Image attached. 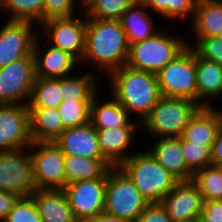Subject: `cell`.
I'll use <instances>...</instances> for the list:
<instances>
[{
	"label": "cell",
	"instance_id": "1",
	"mask_svg": "<svg viewBox=\"0 0 222 222\" xmlns=\"http://www.w3.org/2000/svg\"><path fill=\"white\" fill-rule=\"evenodd\" d=\"M129 47L119 20L86 18L85 51L79 64L92 63L108 76L126 65Z\"/></svg>",
	"mask_w": 222,
	"mask_h": 222
},
{
	"label": "cell",
	"instance_id": "2",
	"mask_svg": "<svg viewBox=\"0 0 222 222\" xmlns=\"http://www.w3.org/2000/svg\"><path fill=\"white\" fill-rule=\"evenodd\" d=\"M107 78L110 95L139 122L162 97L154 73L124 65L111 72Z\"/></svg>",
	"mask_w": 222,
	"mask_h": 222
},
{
	"label": "cell",
	"instance_id": "3",
	"mask_svg": "<svg viewBox=\"0 0 222 222\" xmlns=\"http://www.w3.org/2000/svg\"><path fill=\"white\" fill-rule=\"evenodd\" d=\"M137 151L119 167L150 204L161 203L178 180L157 162L147 149Z\"/></svg>",
	"mask_w": 222,
	"mask_h": 222
},
{
	"label": "cell",
	"instance_id": "4",
	"mask_svg": "<svg viewBox=\"0 0 222 222\" xmlns=\"http://www.w3.org/2000/svg\"><path fill=\"white\" fill-rule=\"evenodd\" d=\"M199 108L196 102L187 98L162 96L140 122L141 133L156 138L181 137L189 119Z\"/></svg>",
	"mask_w": 222,
	"mask_h": 222
},
{
	"label": "cell",
	"instance_id": "5",
	"mask_svg": "<svg viewBox=\"0 0 222 222\" xmlns=\"http://www.w3.org/2000/svg\"><path fill=\"white\" fill-rule=\"evenodd\" d=\"M180 36L161 29L151 38L131 44L126 65L136 70L158 73L188 46L184 35Z\"/></svg>",
	"mask_w": 222,
	"mask_h": 222
},
{
	"label": "cell",
	"instance_id": "6",
	"mask_svg": "<svg viewBox=\"0 0 222 222\" xmlns=\"http://www.w3.org/2000/svg\"><path fill=\"white\" fill-rule=\"evenodd\" d=\"M149 204L120 167L108 170L104 213L135 222Z\"/></svg>",
	"mask_w": 222,
	"mask_h": 222
},
{
	"label": "cell",
	"instance_id": "7",
	"mask_svg": "<svg viewBox=\"0 0 222 222\" xmlns=\"http://www.w3.org/2000/svg\"><path fill=\"white\" fill-rule=\"evenodd\" d=\"M164 97L187 98L196 102L195 51L187 46L156 73Z\"/></svg>",
	"mask_w": 222,
	"mask_h": 222
},
{
	"label": "cell",
	"instance_id": "8",
	"mask_svg": "<svg viewBox=\"0 0 222 222\" xmlns=\"http://www.w3.org/2000/svg\"><path fill=\"white\" fill-rule=\"evenodd\" d=\"M34 165L29 147L0 152V190L20 197L36 191Z\"/></svg>",
	"mask_w": 222,
	"mask_h": 222
},
{
	"label": "cell",
	"instance_id": "9",
	"mask_svg": "<svg viewBox=\"0 0 222 222\" xmlns=\"http://www.w3.org/2000/svg\"><path fill=\"white\" fill-rule=\"evenodd\" d=\"M34 165L36 190L64 189V153L55 141H36L29 146Z\"/></svg>",
	"mask_w": 222,
	"mask_h": 222
},
{
	"label": "cell",
	"instance_id": "10",
	"mask_svg": "<svg viewBox=\"0 0 222 222\" xmlns=\"http://www.w3.org/2000/svg\"><path fill=\"white\" fill-rule=\"evenodd\" d=\"M82 14L80 17L51 19L39 26V35L42 31V37L47 35V44L68 52L79 63L84 55L86 39V16L84 12Z\"/></svg>",
	"mask_w": 222,
	"mask_h": 222
},
{
	"label": "cell",
	"instance_id": "11",
	"mask_svg": "<svg viewBox=\"0 0 222 222\" xmlns=\"http://www.w3.org/2000/svg\"><path fill=\"white\" fill-rule=\"evenodd\" d=\"M34 55L0 68V104H25L30 100L34 82Z\"/></svg>",
	"mask_w": 222,
	"mask_h": 222
},
{
	"label": "cell",
	"instance_id": "12",
	"mask_svg": "<svg viewBox=\"0 0 222 222\" xmlns=\"http://www.w3.org/2000/svg\"><path fill=\"white\" fill-rule=\"evenodd\" d=\"M4 22L0 27V68L33 54L34 44L39 35V26L34 22Z\"/></svg>",
	"mask_w": 222,
	"mask_h": 222
},
{
	"label": "cell",
	"instance_id": "13",
	"mask_svg": "<svg viewBox=\"0 0 222 222\" xmlns=\"http://www.w3.org/2000/svg\"><path fill=\"white\" fill-rule=\"evenodd\" d=\"M64 191L77 222L104 213L106 178L71 182L66 184Z\"/></svg>",
	"mask_w": 222,
	"mask_h": 222
},
{
	"label": "cell",
	"instance_id": "14",
	"mask_svg": "<svg viewBox=\"0 0 222 222\" xmlns=\"http://www.w3.org/2000/svg\"><path fill=\"white\" fill-rule=\"evenodd\" d=\"M29 109L25 104H0V152L29 147Z\"/></svg>",
	"mask_w": 222,
	"mask_h": 222
},
{
	"label": "cell",
	"instance_id": "15",
	"mask_svg": "<svg viewBox=\"0 0 222 222\" xmlns=\"http://www.w3.org/2000/svg\"><path fill=\"white\" fill-rule=\"evenodd\" d=\"M42 39L43 37L38 35L33 48L36 78L59 79L75 74L76 68L80 67L79 62L68 52L50 44L47 46V41L43 42Z\"/></svg>",
	"mask_w": 222,
	"mask_h": 222
},
{
	"label": "cell",
	"instance_id": "16",
	"mask_svg": "<svg viewBox=\"0 0 222 222\" xmlns=\"http://www.w3.org/2000/svg\"><path fill=\"white\" fill-rule=\"evenodd\" d=\"M133 120L124 127L96 129L102 156L113 167H119L135 153L129 151L131 146H134L132 142H135V137L137 133H140L141 128L140 122L136 119Z\"/></svg>",
	"mask_w": 222,
	"mask_h": 222
},
{
	"label": "cell",
	"instance_id": "17",
	"mask_svg": "<svg viewBox=\"0 0 222 222\" xmlns=\"http://www.w3.org/2000/svg\"><path fill=\"white\" fill-rule=\"evenodd\" d=\"M203 197L198 186L192 181H178L174 188L162 199L172 221L197 219L203 208Z\"/></svg>",
	"mask_w": 222,
	"mask_h": 222
},
{
	"label": "cell",
	"instance_id": "18",
	"mask_svg": "<svg viewBox=\"0 0 222 222\" xmlns=\"http://www.w3.org/2000/svg\"><path fill=\"white\" fill-rule=\"evenodd\" d=\"M55 142L64 154L105 159L101 153L96 128L90 122L79 127L65 129Z\"/></svg>",
	"mask_w": 222,
	"mask_h": 222
},
{
	"label": "cell",
	"instance_id": "19",
	"mask_svg": "<svg viewBox=\"0 0 222 222\" xmlns=\"http://www.w3.org/2000/svg\"><path fill=\"white\" fill-rule=\"evenodd\" d=\"M195 68L196 103L200 107H215L212 101L218 102L222 98V66L195 52Z\"/></svg>",
	"mask_w": 222,
	"mask_h": 222
},
{
	"label": "cell",
	"instance_id": "20",
	"mask_svg": "<svg viewBox=\"0 0 222 222\" xmlns=\"http://www.w3.org/2000/svg\"><path fill=\"white\" fill-rule=\"evenodd\" d=\"M152 139L147 150L178 181L192 180L194 173L187 167L181 148V137ZM153 143V144H152ZM153 146V147H152Z\"/></svg>",
	"mask_w": 222,
	"mask_h": 222
},
{
	"label": "cell",
	"instance_id": "21",
	"mask_svg": "<svg viewBox=\"0 0 222 222\" xmlns=\"http://www.w3.org/2000/svg\"><path fill=\"white\" fill-rule=\"evenodd\" d=\"M222 124V109L200 107L189 119L181 137L190 142L212 145Z\"/></svg>",
	"mask_w": 222,
	"mask_h": 222
},
{
	"label": "cell",
	"instance_id": "22",
	"mask_svg": "<svg viewBox=\"0 0 222 222\" xmlns=\"http://www.w3.org/2000/svg\"><path fill=\"white\" fill-rule=\"evenodd\" d=\"M31 197L42 222H77L64 189H39Z\"/></svg>",
	"mask_w": 222,
	"mask_h": 222
},
{
	"label": "cell",
	"instance_id": "23",
	"mask_svg": "<svg viewBox=\"0 0 222 222\" xmlns=\"http://www.w3.org/2000/svg\"><path fill=\"white\" fill-rule=\"evenodd\" d=\"M151 11L142 0H136L119 19L126 33L129 45L144 41L154 36L161 29H157ZM156 26V27H155Z\"/></svg>",
	"mask_w": 222,
	"mask_h": 222
},
{
	"label": "cell",
	"instance_id": "24",
	"mask_svg": "<svg viewBox=\"0 0 222 222\" xmlns=\"http://www.w3.org/2000/svg\"><path fill=\"white\" fill-rule=\"evenodd\" d=\"M99 93L101 91L93 97L90 106V123L96 129L124 127L134 119L112 95L101 102Z\"/></svg>",
	"mask_w": 222,
	"mask_h": 222
},
{
	"label": "cell",
	"instance_id": "25",
	"mask_svg": "<svg viewBox=\"0 0 222 222\" xmlns=\"http://www.w3.org/2000/svg\"><path fill=\"white\" fill-rule=\"evenodd\" d=\"M190 22L195 38L218 36L222 30V0H197Z\"/></svg>",
	"mask_w": 222,
	"mask_h": 222
},
{
	"label": "cell",
	"instance_id": "26",
	"mask_svg": "<svg viewBox=\"0 0 222 222\" xmlns=\"http://www.w3.org/2000/svg\"><path fill=\"white\" fill-rule=\"evenodd\" d=\"M32 142L55 141L65 130L58 108H28Z\"/></svg>",
	"mask_w": 222,
	"mask_h": 222
},
{
	"label": "cell",
	"instance_id": "27",
	"mask_svg": "<svg viewBox=\"0 0 222 222\" xmlns=\"http://www.w3.org/2000/svg\"><path fill=\"white\" fill-rule=\"evenodd\" d=\"M66 184L81 180L107 178L108 170L113 167L106 159H90L64 154Z\"/></svg>",
	"mask_w": 222,
	"mask_h": 222
},
{
	"label": "cell",
	"instance_id": "28",
	"mask_svg": "<svg viewBox=\"0 0 222 222\" xmlns=\"http://www.w3.org/2000/svg\"><path fill=\"white\" fill-rule=\"evenodd\" d=\"M80 75H74L73 73L59 78V88L61 89V95L63 100H75V101H92L93 97L99 92L98 90V78L97 73L93 71L78 73ZM98 77V78H97Z\"/></svg>",
	"mask_w": 222,
	"mask_h": 222
},
{
	"label": "cell",
	"instance_id": "29",
	"mask_svg": "<svg viewBox=\"0 0 222 222\" xmlns=\"http://www.w3.org/2000/svg\"><path fill=\"white\" fill-rule=\"evenodd\" d=\"M145 6L166 22L193 19L197 0H142ZM181 18V19H180ZM171 20V21H170Z\"/></svg>",
	"mask_w": 222,
	"mask_h": 222
},
{
	"label": "cell",
	"instance_id": "30",
	"mask_svg": "<svg viewBox=\"0 0 222 222\" xmlns=\"http://www.w3.org/2000/svg\"><path fill=\"white\" fill-rule=\"evenodd\" d=\"M63 101L59 79L36 78L28 108H58Z\"/></svg>",
	"mask_w": 222,
	"mask_h": 222
},
{
	"label": "cell",
	"instance_id": "31",
	"mask_svg": "<svg viewBox=\"0 0 222 222\" xmlns=\"http://www.w3.org/2000/svg\"><path fill=\"white\" fill-rule=\"evenodd\" d=\"M43 6L44 0H1L0 11L5 10L7 20L30 21L40 26Z\"/></svg>",
	"mask_w": 222,
	"mask_h": 222
},
{
	"label": "cell",
	"instance_id": "32",
	"mask_svg": "<svg viewBox=\"0 0 222 222\" xmlns=\"http://www.w3.org/2000/svg\"><path fill=\"white\" fill-rule=\"evenodd\" d=\"M192 181L198 186L203 200L222 198V167L209 165L193 175Z\"/></svg>",
	"mask_w": 222,
	"mask_h": 222
},
{
	"label": "cell",
	"instance_id": "33",
	"mask_svg": "<svg viewBox=\"0 0 222 222\" xmlns=\"http://www.w3.org/2000/svg\"><path fill=\"white\" fill-rule=\"evenodd\" d=\"M136 0H83L86 18L119 20Z\"/></svg>",
	"mask_w": 222,
	"mask_h": 222
},
{
	"label": "cell",
	"instance_id": "34",
	"mask_svg": "<svg viewBox=\"0 0 222 222\" xmlns=\"http://www.w3.org/2000/svg\"><path fill=\"white\" fill-rule=\"evenodd\" d=\"M90 106L91 101L63 100L58 109L64 129L89 123Z\"/></svg>",
	"mask_w": 222,
	"mask_h": 222
},
{
	"label": "cell",
	"instance_id": "35",
	"mask_svg": "<svg viewBox=\"0 0 222 222\" xmlns=\"http://www.w3.org/2000/svg\"><path fill=\"white\" fill-rule=\"evenodd\" d=\"M212 145L186 141L181 137V148L187 167L195 173L196 171L212 165Z\"/></svg>",
	"mask_w": 222,
	"mask_h": 222
},
{
	"label": "cell",
	"instance_id": "36",
	"mask_svg": "<svg viewBox=\"0 0 222 222\" xmlns=\"http://www.w3.org/2000/svg\"><path fill=\"white\" fill-rule=\"evenodd\" d=\"M78 10L83 12V0H44L42 23L51 19L76 16L78 14L75 12Z\"/></svg>",
	"mask_w": 222,
	"mask_h": 222
},
{
	"label": "cell",
	"instance_id": "37",
	"mask_svg": "<svg viewBox=\"0 0 222 222\" xmlns=\"http://www.w3.org/2000/svg\"><path fill=\"white\" fill-rule=\"evenodd\" d=\"M3 222H42L40 213L31 196L19 197Z\"/></svg>",
	"mask_w": 222,
	"mask_h": 222
},
{
	"label": "cell",
	"instance_id": "38",
	"mask_svg": "<svg viewBox=\"0 0 222 222\" xmlns=\"http://www.w3.org/2000/svg\"><path fill=\"white\" fill-rule=\"evenodd\" d=\"M193 43L187 42L188 46L192 47L194 51L202 58L217 62L222 66V39L215 37L195 38Z\"/></svg>",
	"mask_w": 222,
	"mask_h": 222
},
{
	"label": "cell",
	"instance_id": "39",
	"mask_svg": "<svg viewBox=\"0 0 222 222\" xmlns=\"http://www.w3.org/2000/svg\"><path fill=\"white\" fill-rule=\"evenodd\" d=\"M135 222H172V220L161 203H151Z\"/></svg>",
	"mask_w": 222,
	"mask_h": 222
},
{
	"label": "cell",
	"instance_id": "40",
	"mask_svg": "<svg viewBox=\"0 0 222 222\" xmlns=\"http://www.w3.org/2000/svg\"><path fill=\"white\" fill-rule=\"evenodd\" d=\"M200 218L205 222H222V202L204 200Z\"/></svg>",
	"mask_w": 222,
	"mask_h": 222
},
{
	"label": "cell",
	"instance_id": "41",
	"mask_svg": "<svg viewBox=\"0 0 222 222\" xmlns=\"http://www.w3.org/2000/svg\"><path fill=\"white\" fill-rule=\"evenodd\" d=\"M20 196L16 193L0 190V222H3Z\"/></svg>",
	"mask_w": 222,
	"mask_h": 222
},
{
	"label": "cell",
	"instance_id": "42",
	"mask_svg": "<svg viewBox=\"0 0 222 222\" xmlns=\"http://www.w3.org/2000/svg\"><path fill=\"white\" fill-rule=\"evenodd\" d=\"M212 165L222 167V124L217 132L215 141L211 146Z\"/></svg>",
	"mask_w": 222,
	"mask_h": 222
},
{
	"label": "cell",
	"instance_id": "43",
	"mask_svg": "<svg viewBox=\"0 0 222 222\" xmlns=\"http://www.w3.org/2000/svg\"><path fill=\"white\" fill-rule=\"evenodd\" d=\"M84 222H127V221L118 217L108 215L106 213H101L85 220Z\"/></svg>",
	"mask_w": 222,
	"mask_h": 222
},
{
	"label": "cell",
	"instance_id": "44",
	"mask_svg": "<svg viewBox=\"0 0 222 222\" xmlns=\"http://www.w3.org/2000/svg\"><path fill=\"white\" fill-rule=\"evenodd\" d=\"M172 222H196V219H185V220H177Z\"/></svg>",
	"mask_w": 222,
	"mask_h": 222
},
{
	"label": "cell",
	"instance_id": "45",
	"mask_svg": "<svg viewBox=\"0 0 222 222\" xmlns=\"http://www.w3.org/2000/svg\"><path fill=\"white\" fill-rule=\"evenodd\" d=\"M196 222H205L200 217L196 219Z\"/></svg>",
	"mask_w": 222,
	"mask_h": 222
},
{
	"label": "cell",
	"instance_id": "46",
	"mask_svg": "<svg viewBox=\"0 0 222 222\" xmlns=\"http://www.w3.org/2000/svg\"><path fill=\"white\" fill-rule=\"evenodd\" d=\"M217 37L222 39V30H220L219 35Z\"/></svg>",
	"mask_w": 222,
	"mask_h": 222
}]
</instances>
